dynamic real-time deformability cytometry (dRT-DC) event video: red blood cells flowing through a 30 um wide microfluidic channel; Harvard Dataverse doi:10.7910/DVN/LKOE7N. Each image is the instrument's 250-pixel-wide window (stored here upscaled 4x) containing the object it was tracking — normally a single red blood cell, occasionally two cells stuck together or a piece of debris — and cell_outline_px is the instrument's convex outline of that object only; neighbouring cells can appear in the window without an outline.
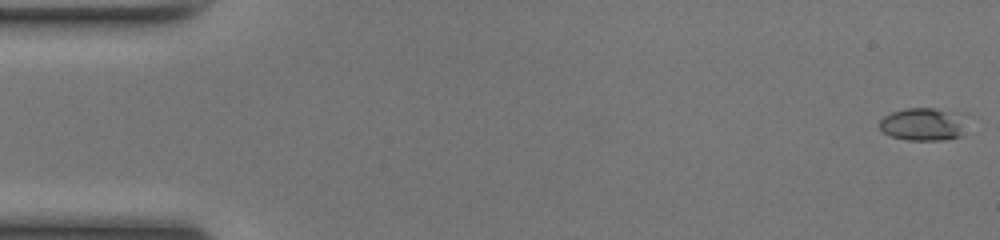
{"species": "common noctule bat (a hibernating species)", "species_latin": "Nyctalus noctula", "temperature_condition": "room temperature", "stored_images_in_passage": 49, "camera_frame_rate_fps": 3000, "um_per_image_px": 0.085, "animal": {"sex": "female", "body_mass_g": 17.0, "forearm_length_mm": 48.0}, "frame": {"image": 1, "passage_image": 1, "time_ms": 0.0, "image_size_px": [1000, 240], "cell_outline_px": [[960, 136], [944, 140], [908, 140], [892, 136], [884, 132], [880, 128], [880, 120], [884, 116], [892, 112], [904, 108], [936, 108], [948, 112], [956, 124]], "centroid_in_image_um": [78.19, 10.58], "position_along_channel_um": 6.8, "area_um2": 15.2}}
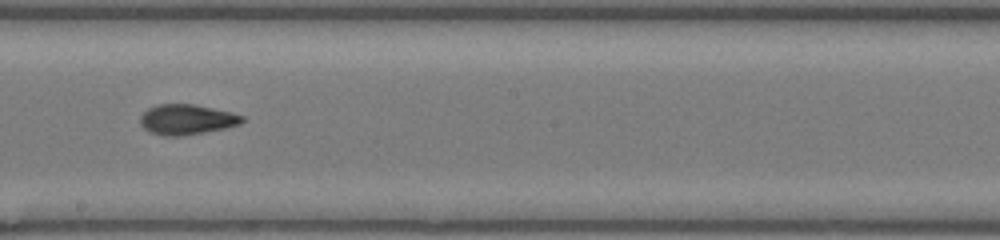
{"frame": {"image": 2, "passage_image": 28, "time_ms": 9.0, "image_size_px": [1000, 240], "cell_outline_px": [[244, 120], [240, 124], [224, 128], [204, 132], [180, 136], [164, 136], [148, 132], [140, 124], [140, 116], [148, 108], [156, 104], [192, 104], [232, 112], [244, 116]], "centroid_in_image_um": [15.84, 10.16], "position_along_channel_um": 232.4, "area_um2": 17.98}}
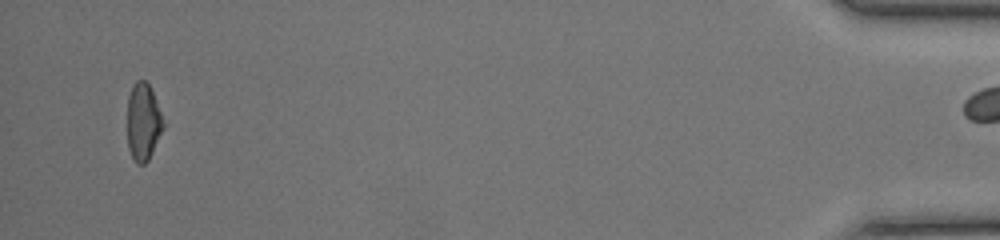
{"frame": {"image": 3, "passage_image": 48, "time_ms": 15.667, "image_size_px": [1000, 240], "cell_outline_px": [[164, 128], [148, 160], [144, 164], [136, 164], [128, 148], [128, 96], [132, 84], [136, 80], [144, 80], [148, 84], [152, 92], [160, 112], [164, 124]], "centroid_in_image_um": [12.16, 10.37], "position_along_channel_um": 423.0, "area_um2": 16.01}, "authors_computed_cell_mechanics": {"area_um2": 17.2822, "velocity_mm_per_s": 4.2201, "shape_relaxation_time_tau1_ms": 9.3886, "shape_relaxation_time_tau2_ms": 2.0322, "deformation_change_tau1": 0.2447, "deformation_change_tau2": 0.0914}}